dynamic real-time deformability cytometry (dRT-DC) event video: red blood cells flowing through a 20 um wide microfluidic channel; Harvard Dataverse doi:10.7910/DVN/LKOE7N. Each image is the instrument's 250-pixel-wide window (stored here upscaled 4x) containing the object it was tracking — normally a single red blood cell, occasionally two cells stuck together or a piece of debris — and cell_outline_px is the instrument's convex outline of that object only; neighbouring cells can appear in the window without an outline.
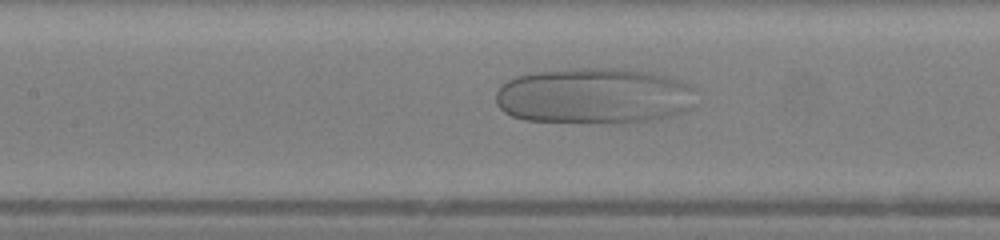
{"species": "human", "species_latin": "Homo sapiens", "temperature_condition": "warm", "stored_images_in_passage": 41, "camera_frame_rate_fps": 3000, "um_per_image_px": 0.085, "donor": {"sex": "female"}, "frame": {"image": 1, "passage_image": 14, "time_ms": 4.333, "image_size_px": [1000, 240], "cell_outline_px": [[696, 104], [692, 108], [684, 112], [672, 116], [656, 120], [628, 124], [600, 124], [524, 120], [512, 116], [504, 112], [496, 104], [496, 92], [508, 80], [516, 76], [536, 72], [584, 68], [616, 68], [644, 72], [664, 76], [688, 84], [696, 88]], "centroid_in_image_um": [50.56, 8.2], "position_along_channel_um": 156.8, "area_um2": 66.41}}
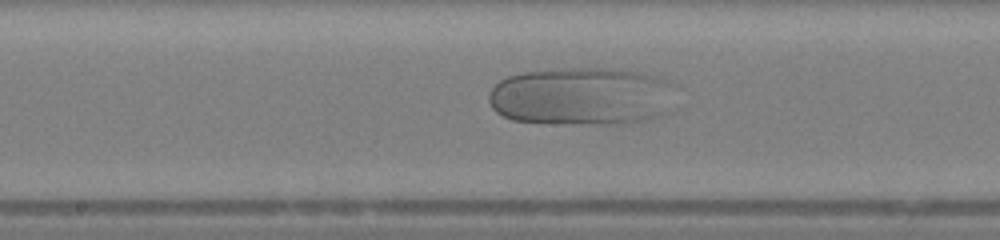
{"frame": {"image": 2, "passage_image": 17, "time_ms": 5.333, "image_size_px": [1000, 240], "cell_outline_px": [[668, 112], [660, 116], [648, 120], [616, 124], [596, 124], [512, 120], [496, 112], [492, 108], [488, 100], [488, 92], [500, 80], [508, 76], [524, 72], [576, 68], [608, 68], [640, 72], [652, 76], [660, 80]], "centroid_in_image_um": [49.25, 8.2], "position_along_channel_um": 199.0, "area_um2": 61.38}}
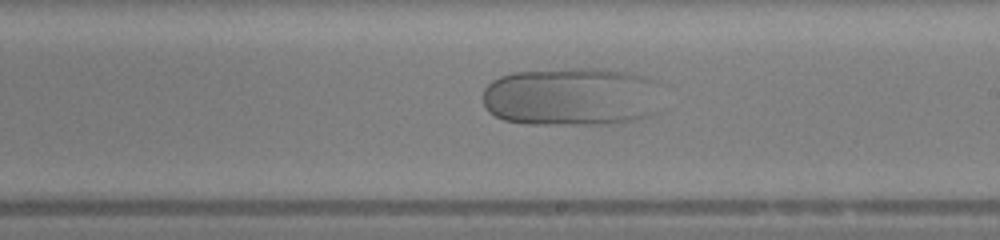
{"frame": {"image": 3, "passage_image": 20, "time_ms": 6.333, "image_size_px": [1000, 240], "cell_outline_px": [[652, 80], [648, 116], [632, 120], [608, 124], [528, 124], [504, 120], [488, 112], [484, 104], [484, 88], [492, 80], [500, 76], [516, 72], [580, 68], [596, 68], [624, 72], [640, 76]], "centroid_in_image_um": [48.35, 8.22], "position_along_channel_um": 240.7, "area_um2": 59.36}}